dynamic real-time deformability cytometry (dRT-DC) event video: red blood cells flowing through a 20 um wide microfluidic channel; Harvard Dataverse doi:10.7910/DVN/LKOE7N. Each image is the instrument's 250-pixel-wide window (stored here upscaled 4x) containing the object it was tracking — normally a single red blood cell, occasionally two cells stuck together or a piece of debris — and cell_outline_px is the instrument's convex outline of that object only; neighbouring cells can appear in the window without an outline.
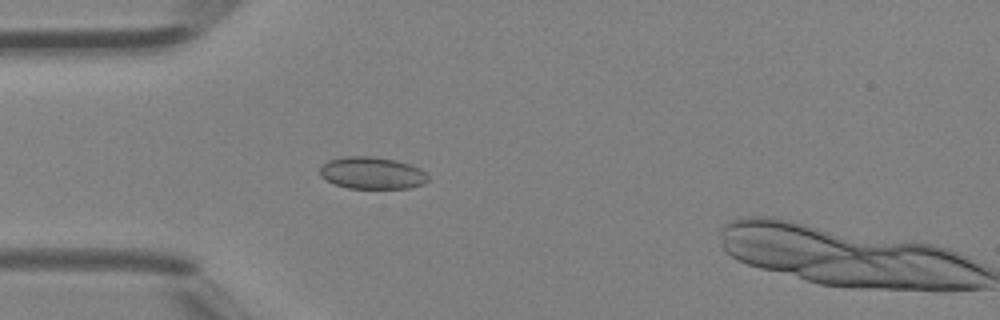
{"species": "Egyptian fruit bat (a non-hibernating species)", "species_latin": "Rousettus aegyptiacus", "temperature_condition": "room temperature", "stored_images_in_passage": 6, "camera_frame_rate_fps": 3000, "um_per_image_px": 0.085, "animal": {"sex": "female"}, "frame": {"image": 1, "passage_image": 5, "time_ms": 1.333, "image_size_px": [1000, 320], "cell_outline_px": [[428, 180], [424, 184], [408, 188], [348, 188], [336, 184], [320, 176], [320, 164], [328, 160], [344, 156], [372, 156], [396, 160], [420, 168], [428, 176]], "centroid_in_image_um": [31.6, 14.69], "position_along_channel_um": 53.4, "area_um2": 20.23}}